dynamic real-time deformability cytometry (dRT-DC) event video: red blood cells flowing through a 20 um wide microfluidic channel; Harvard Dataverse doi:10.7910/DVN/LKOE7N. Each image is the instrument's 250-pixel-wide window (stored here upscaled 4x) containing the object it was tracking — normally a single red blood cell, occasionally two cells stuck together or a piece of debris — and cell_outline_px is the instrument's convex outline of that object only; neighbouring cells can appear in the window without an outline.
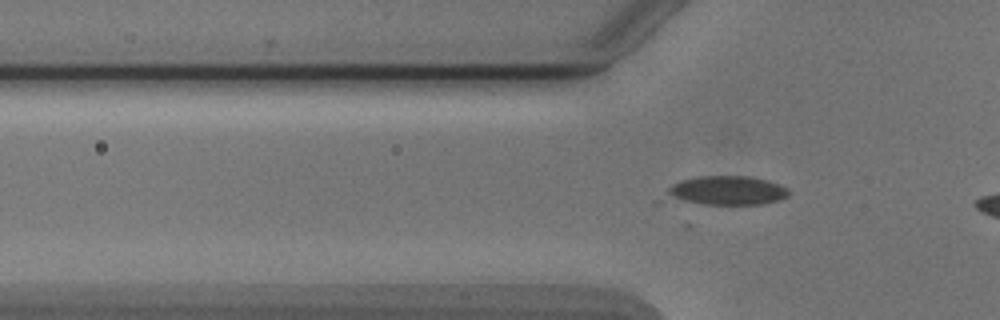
{"species": "Egyptian fruit bat (a non-hibernating species)", "species_latin": "Rousettus aegyptiacus", "temperature_condition": "cold", "stored_images_in_passage": 6, "camera_frame_rate_fps": 3000, "um_per_image_px": 0.085, "animal": {"sex": "male"}, "frame": {"image": 1, "passage_image": 3, "time_ms": 0.667, "image_size_px": [1000, 320], "cell_outline_px": [[788, 196], [780, 200], [764, 204], [652, 204], [652, 200], [672, 184], [680, 180], [700, 176], [748, 176], [768, 180], [788, 188]], "centroid_in_image_um": [61.38, 16.26], "position_along_channel_um": 64.4, "area_um2": 22.54}}